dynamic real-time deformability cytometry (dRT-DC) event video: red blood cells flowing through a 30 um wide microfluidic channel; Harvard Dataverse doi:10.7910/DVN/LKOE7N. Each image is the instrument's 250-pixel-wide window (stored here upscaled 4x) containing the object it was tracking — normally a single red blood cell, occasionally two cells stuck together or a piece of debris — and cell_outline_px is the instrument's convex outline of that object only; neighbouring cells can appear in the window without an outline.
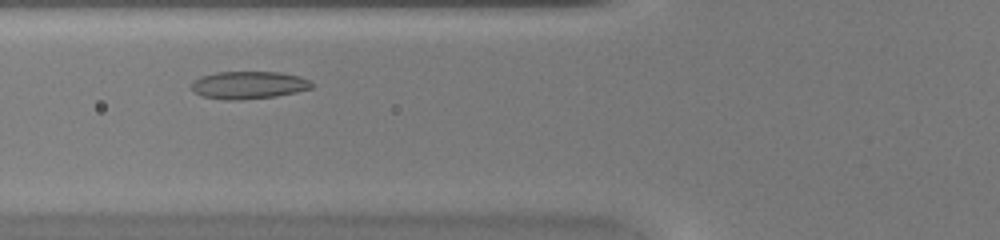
{"species": "common noctule bat (a hibernating species)", "species_latin": "Nyctalus noctula", "temperature_condition": "warm", "stored_images_in_passage": 31, "camera_frame_rate_fps": 3000, "um_per_image_px": 0.085, "animal": {"sex": "female", "body_mass_g": 20.0, "forearm_length_mm": 54.0}, "frame": {"image": 1, "passage_image": 7, "time_ms": 2.0, "image_size_px": [1000, 240], "cell_outline_px": [[312, 88], [296, 92], [276, 96], [240, 100], [224, 100], [204, 96], [196, 92], [192, 88], [192, 80], [200, 76], [216, 72], [280, 72], [300, 76], [308, 80], [312, 84]], "centroid_in_image_um": [21.12, 7.22], "position_along_channel_um": 104.7, "area_um2": 19.31}}
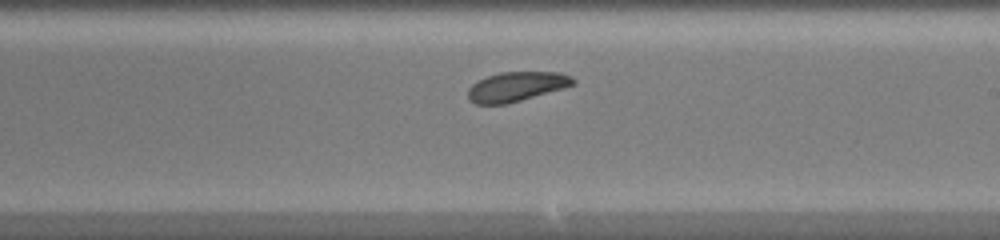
{"frame": {"image": 2, "passage_image": 17, "time_ms": 5.333, "image_size_px": [1000, 240], "cell_outline_px": [[576, 80], [572, 84], [564, 88], [520, 100], [504, 104], [476, 104], [468, 100], [468, 88], [472, 84], [488, 76], [500, 72], [560, 72], [572, 76]], "centroid_in_image_um": [43.89, 7.35], "position_along_channel_um": 245.1, "area_um2": 17.92}}
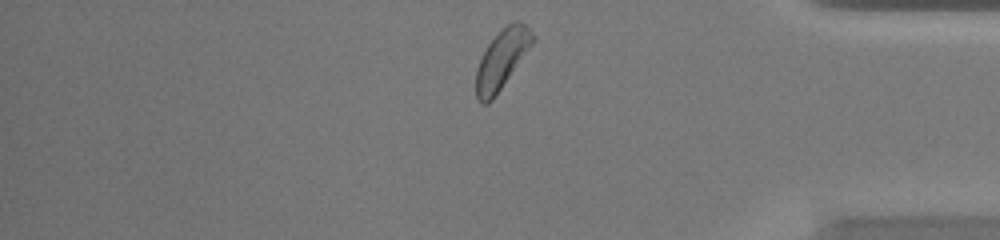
{"frame": {"image": 3, "passage_image": 29, "time_ms": 9.333, "image_size_px": [1000, 240], "cell_outline_px": [[536, 40], [492, 100], [488, 104], [480, 104], [476, 96], [476, 68], [488, 44], [512, 20], [516, 20], [524, 24], [536, 36]], "centroid_in_image_um": [42.67, 5.05], "position_along_channel_um": 392.5, "area_um2": 19.25}, "authors_computed_cell_mechanics": {"area_um2": 18.7272, "velocity_mm_per_s": 4.2284, "shape_relaxation_time_tau1_ms": null, "shape_relaxation_time_tau2_ms": 4.1116, "deformation_change_tau1": null, "deformation_change_tau2": 0.1049}}